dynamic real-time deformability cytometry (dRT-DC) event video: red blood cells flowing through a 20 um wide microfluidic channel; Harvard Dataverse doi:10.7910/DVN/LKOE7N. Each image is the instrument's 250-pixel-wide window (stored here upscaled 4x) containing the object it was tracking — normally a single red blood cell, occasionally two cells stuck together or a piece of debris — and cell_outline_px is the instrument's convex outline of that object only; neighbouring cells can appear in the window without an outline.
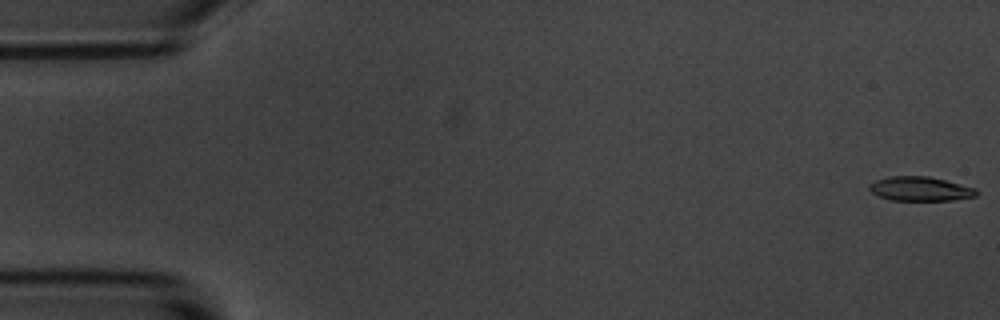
{"species": "common noctule bat (a hibernating species)", "species_latin": "Nyctalus noctula", "temperature_condition": "room temperature", "stored_images_in_passage": 6, "camera_frame_rate_fps": 3000, "um_per_image_px": 0.085, "animal": {"sex": "male", "body_mass_g": 20.1, "forearm_length_mm": 53.5}, "frame": {"image": 1, "passage_image": 1, "time_ms": 0.0, "image_size_px": [1000, 320], "cell_outline_px": [[980, 192], [976, 196], [952, 200], [892, 200], [880, 196], [872, 192], [868, 188], [868, 184], [876, 180], [892, 176], [928, 176], [976, 188]], "centroid_in_image_um": [78.23, 16.05], "position_along_channel_um": 6.8, "area_um2": 15.03}}
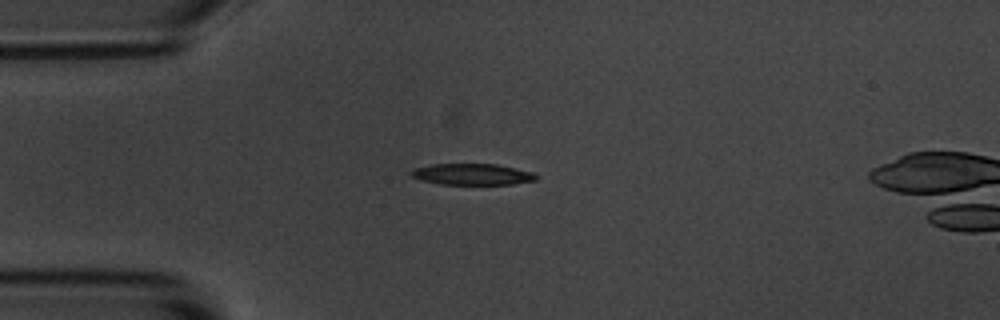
{"frame": {"image": 2, "passage_image": 4, "time_ms": 4.333, "image_size_px": [1000, 320], "cell_outline_px": [[536, 180], [512, 184], [440, 184], [420, 180], [412, 176], [408, 172], [412, 168], [432, 164], [496, 164], [532, 172], [536, 176]], "centroid_in_image_um": [40.06, 14.81], "position_along_channel_um": 44.9, "area_um2": 15.43}}